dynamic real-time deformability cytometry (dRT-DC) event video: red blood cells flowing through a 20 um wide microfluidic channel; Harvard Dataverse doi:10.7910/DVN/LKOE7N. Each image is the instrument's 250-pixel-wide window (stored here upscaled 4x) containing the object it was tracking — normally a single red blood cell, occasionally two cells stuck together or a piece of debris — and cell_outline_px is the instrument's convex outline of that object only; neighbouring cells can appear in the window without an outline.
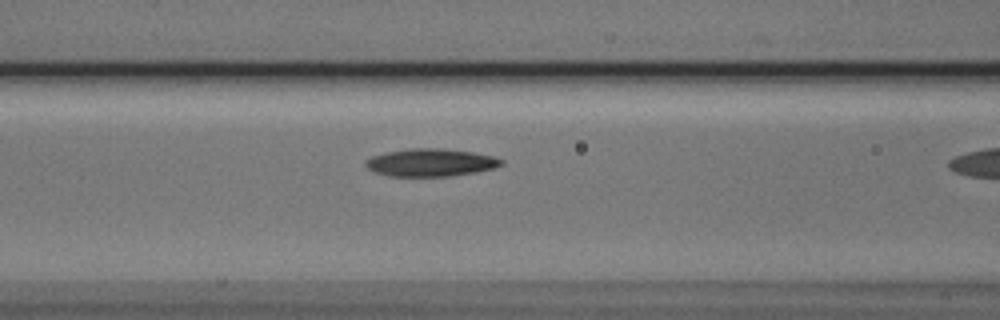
{"species": "Egyptian fruit bat (a non-hibernating species)", "species_latin": "Rousettus aegyptiacus", "temperature_condition": "cold", "stored_images_in_passage": 12, "camera_frame_rate_fps": 3000, "um_per_image_px": 0.085, "animal": {"sex": "male"}, "frame": {"image": 1, "passage_image": 12, "time_ms": 3.667, "image_size_px": [1000, 320], "cell_outline_px": [[504, 164], [496, 168], [476, 172], [448, 176], [388, 176], [376, 172], [368, 168], [364, 164], [364, 160], [372, 156], [388, 152], [408, 148], [440, 148], [472, 152], [492, 156], [504, 160]], "centroid_in_image_um": [36.62, 13.81], "position_along_channel_um": 130.0, "area_um2": 21.91}}